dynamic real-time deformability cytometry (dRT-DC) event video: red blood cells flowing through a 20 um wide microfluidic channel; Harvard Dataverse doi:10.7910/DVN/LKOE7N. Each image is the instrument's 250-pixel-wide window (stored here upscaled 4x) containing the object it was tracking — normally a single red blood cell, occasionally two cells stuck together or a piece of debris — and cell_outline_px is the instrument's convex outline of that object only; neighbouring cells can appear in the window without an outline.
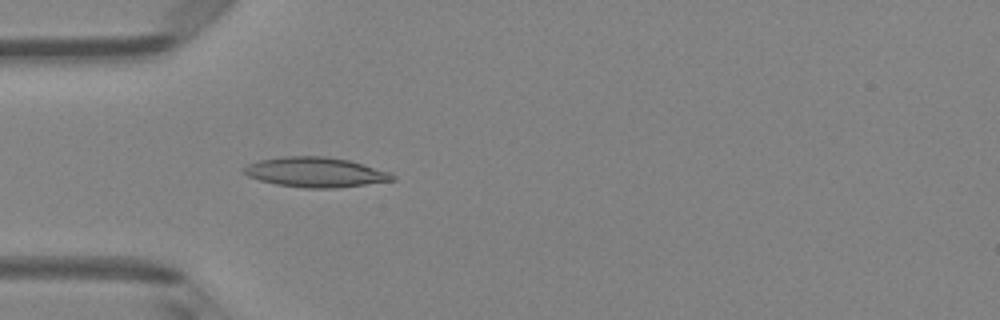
{"species": "Egyptian fruit bat (a non-hibernating species)", "species_latin": "Rousettus aegyptiacus", "temperature_condition": "room temperature", "stored_images_in_passage": 4, "camera_frame_rate_fps": 3000, "um_per_image_px": 0.085, "animal": {"sex": "female"}, "frame": {"image": 1, "passage_image": 4, "time_ms": 4.333, "image_size_px": [1000, 320], "cell_outline_px": [[396, 180], [336, 188], [304, 188], [276, 184], [260, 180], [248, 176], [244, 172], [244, 168], [248, 164], [260, 160], [280, 156], [324, 156], [348, 160], [392, 172], [396, 176]], "centroid_in_image_um": [26.85, 14.64], "position_along_channel_um": 58.1, "area_um2": 25.89}}